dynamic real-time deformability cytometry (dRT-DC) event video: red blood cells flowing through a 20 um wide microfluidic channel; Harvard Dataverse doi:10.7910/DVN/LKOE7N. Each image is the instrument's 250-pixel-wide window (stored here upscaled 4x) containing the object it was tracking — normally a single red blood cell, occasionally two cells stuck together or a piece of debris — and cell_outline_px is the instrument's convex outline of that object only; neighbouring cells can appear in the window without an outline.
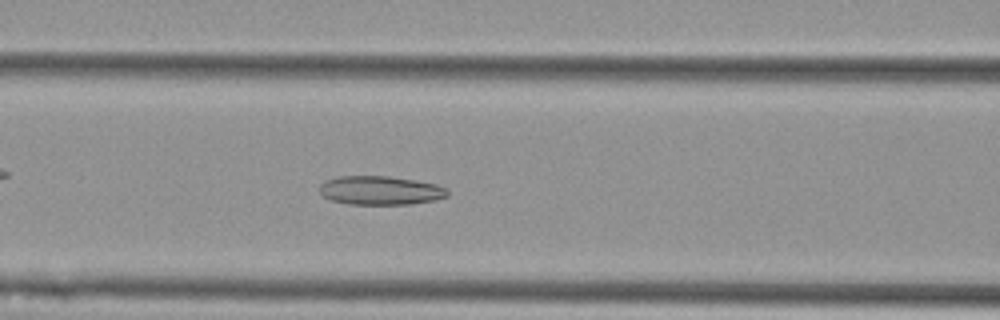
{"species": "Egyptian fruit bat (a non-hibernating species)", "species_latin": "Rousettus aegyptiacus", "temperature_condition": "cold", "stored_images_in_passage": 54, "camera_frame_rate_fps": 3000, "um_per_image_px": 0.085, "animal": {"sex": "female"}, "frame": {"image": 1, "passage_image": 21, "time_ms": 6.667, "image_size_px": [1000, 320], "cell_outline_px": [[448, 196], [432, 200], [408, 204], [348, 204], [332, 200], [324, 196], [320, 192], [320, 184], [328, 180], [340, 176], [388, 176], [436, 184], [448, 188]], "centroid_in_image_um": [32.34, 16.18], "position_along_channel_um": 134.3, "area_um2": 21.21}}
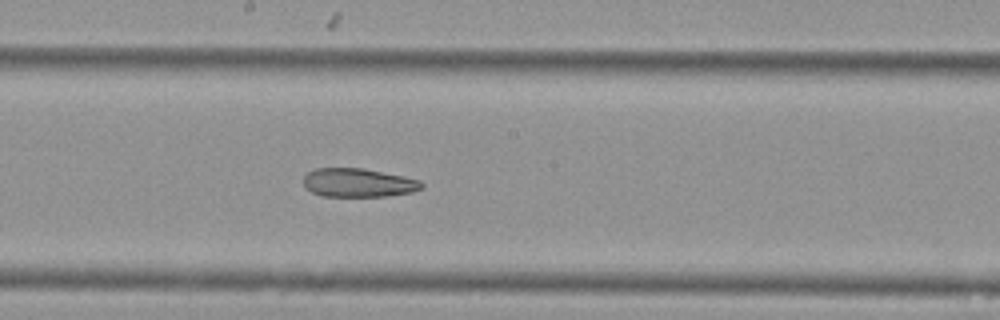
{"frame": {"image": 2, "passage_image": 28, "time_ms": 9.0, "image_size_px": [1000, 320], "cell_outline_px": [[424, 188], [412, 192], [388, 196], [320, 196], [312, 192], [304, 184], [304, 176], [308, 172], [316, 168], [364, 168], [404, 176], [420, 180], [424, 184]], "centroid_in_image_um": [30.49, 15.53], "position_along_channel_um": 217.7, "area_um2": 19.83}}
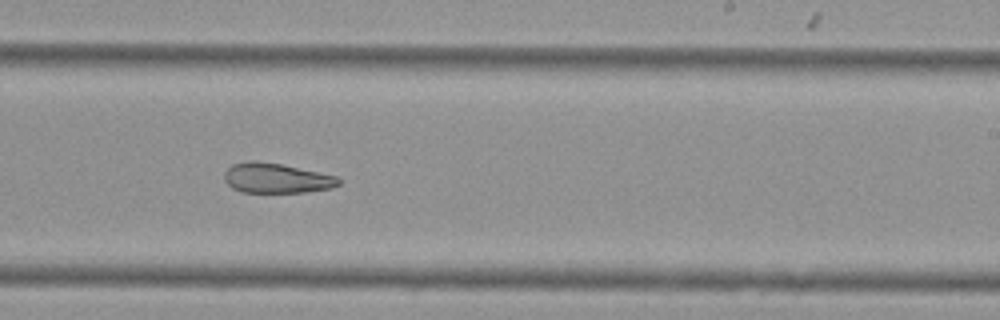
{"frame": {"image": 3, "passage_image": 32, "time_ms": 10.333, "image_size_px": [1000, 320], "cell_outline_px": [[340, 184], [332, 188], [304, 192], [240, 192], [232, 188], [224, 180], [224, 172], [232, 164], [252, 160], [256, 160], [280, 164], [336, 176], [340, 180]], "centroid_in_image_um": [23.45, 15.14], "position_along_channel_um": 265.5, "area_um2": 19.83}, "authors_computed_cell_mechanics": {"area_um2": 25.6343, "velocity_mm_per_s": 3.5953, "shape_relaxation_time_tau1_ms": null, "shape_relaxation_time_tau2_ms": 6.9247, "deformation_change_tau1": null, "deformation_change_tau2": 0.1521}}